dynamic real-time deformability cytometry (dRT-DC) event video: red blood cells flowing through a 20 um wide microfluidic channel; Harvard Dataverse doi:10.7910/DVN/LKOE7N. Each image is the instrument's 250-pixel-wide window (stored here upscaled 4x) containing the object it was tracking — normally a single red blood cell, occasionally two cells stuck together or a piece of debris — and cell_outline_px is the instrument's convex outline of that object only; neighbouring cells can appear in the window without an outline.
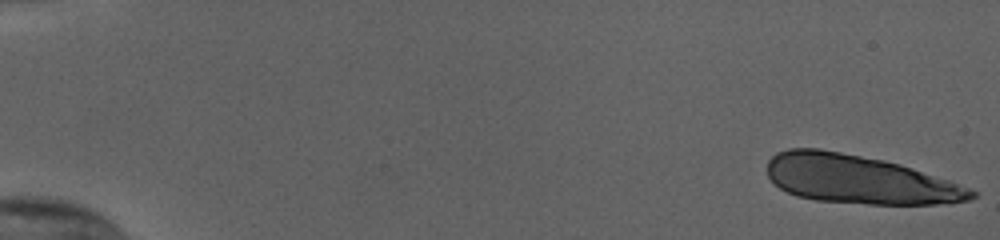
{"species": "human", "species_latin": "Homo sapiens", "temperature_condition": "cold", "stored_images_in_passage": 19, "camera_frame_rate_fps": 3000, "um_per_image_px": 0.085, "donor": {"sex": "female"}, "frame": {"image": 1, "passage_image": 1, "time_ms": 0.0, "image_size_px": [1000, 240], "cell_outline_px": [[980, 192], [976, 196], [968, 200], [936, 204], [868, 204], [816, 200], [796, 196], [780, 188], [768, 176], [768, 160], [776, 152], [788, 148], [820, 148], [884, 160], [900, 164], [948, 180]], "centroid_in_image_um": [73.01, 15.24], "position_along_channel_um": 12.0, "area_um2": 57.63}}